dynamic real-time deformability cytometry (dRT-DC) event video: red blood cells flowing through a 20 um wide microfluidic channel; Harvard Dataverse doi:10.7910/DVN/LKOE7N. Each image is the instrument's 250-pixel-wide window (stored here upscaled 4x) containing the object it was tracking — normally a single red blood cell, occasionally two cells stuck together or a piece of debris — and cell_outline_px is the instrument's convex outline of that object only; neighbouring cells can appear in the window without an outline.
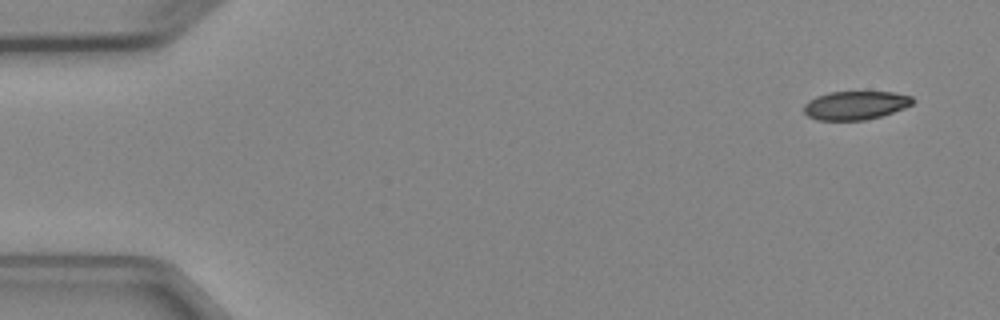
{"species": "Egyptian fruit bat (a non-hibernating species)", "species_latin": "Rousettus aegyptiacus", "temperature_condition": "cold", "stored_images_in_passage": 4, "camera_frame_rate_fps": 3000, "um_per_image_px": 0.085, "animal": {"sex": "female"}, "frame": {"image": 1, "passage_image": 1, "time_ms": 0.0, "image_size_px": [1000, 320], "cell_outline_px": [[916, 100], [912, 104], [904, 108], [880, 116], [864, 120], [816, 120], [808, 116], [804, 112], [804, 104], [808, 100], [816, 96], [828, 92], [892, 92], [912, 96]], "centroid_in_image_um": [72.7, 8.95], "position_along_channel_um": 12.3, "area_um2": 18.15}}